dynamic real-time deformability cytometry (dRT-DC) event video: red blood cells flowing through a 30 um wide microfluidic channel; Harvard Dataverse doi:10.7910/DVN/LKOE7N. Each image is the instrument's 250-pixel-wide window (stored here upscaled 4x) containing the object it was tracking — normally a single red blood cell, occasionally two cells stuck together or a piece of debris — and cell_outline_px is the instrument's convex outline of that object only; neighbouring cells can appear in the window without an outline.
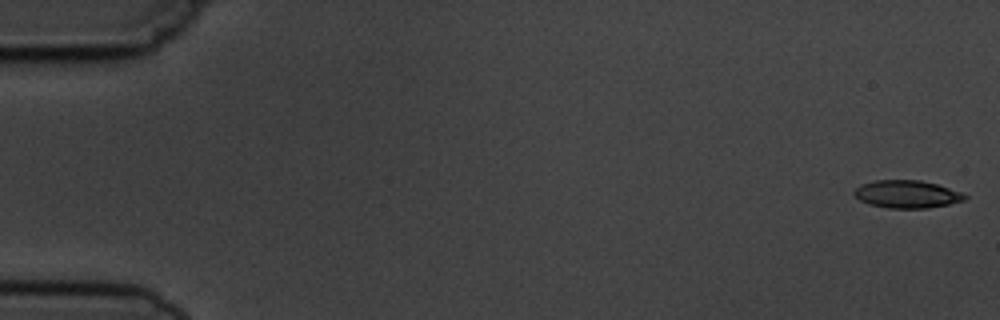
{"species": "common noctule bat (a hibernating species)", "species_latin": "Nyctalus noctula", "temperature_condition": "cold", "stored_images_in_passage": 5, "camera_frame_rate_fps": 3000, "um_per_image_px": 0.085, "animal": {"sex": "male", "body_mass_g": 19.5, "forearm_length_mm": 54.6}, "frame": {"image": 1, "passage_image": 1, "time_ms": 0.0, "image_size_px": [1000, 320], "cell_outline_px": [[968, 196], [964, 200], [948, 204], [928, 208], [888, 208], [868, 204], [860, 200], [852, 192], [860, 184], [876, 180], [920, 180], [936, 184], [960, 192]], "centroid_in_image_um": [77.05, 16.5], "position_along_channel_um": 7.9, "area_um2": 17.74}}
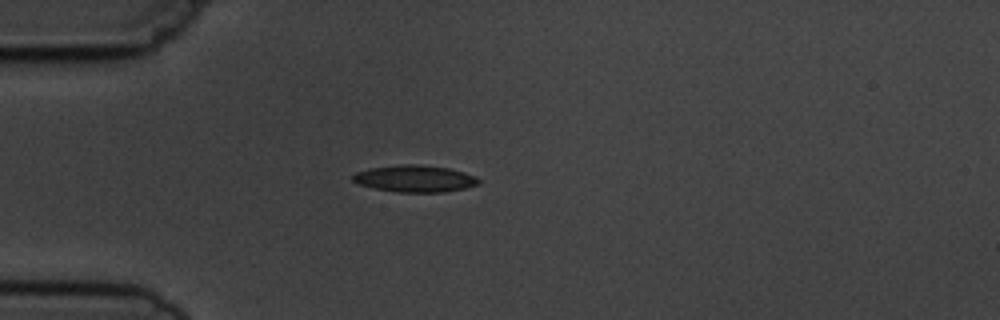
{"frame": {"image": 2, "passage_image": 5, "time_ms": 4.667, "image_size_px": [1000, 320], "cell_outline_px": [[480, 184], [464, 188], [444, 192], [400, 192], [376, 188], [360, 184], [352, 180], [352, 176], [356, 172], [372, 168], [404, 164], [420, 164], [448, 168], [464, 172], [476, 176], [480, 180]], "centroid_in_image_um": [35.31, 15.18], "position_along_channel_um": 49.7, "area_um2": 19.48}}